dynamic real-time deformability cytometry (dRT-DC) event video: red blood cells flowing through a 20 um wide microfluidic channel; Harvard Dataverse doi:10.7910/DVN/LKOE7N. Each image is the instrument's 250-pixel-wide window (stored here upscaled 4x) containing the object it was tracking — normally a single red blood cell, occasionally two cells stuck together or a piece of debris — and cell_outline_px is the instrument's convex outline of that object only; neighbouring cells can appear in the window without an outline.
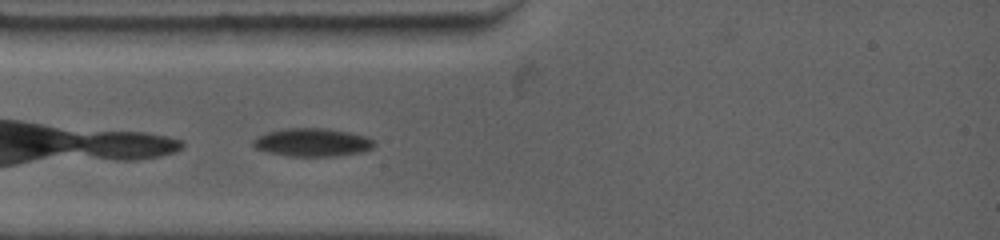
{"species": "common noctule bat (a hibernating species)", "species_latin": "Nyctalus noctula", "temperature_condition": "warm", "stored_images_in_passage": 33, "camera_frame_rate_fps": 4500, "um_per_image_px": 0.085, "animal": {"sex": "female", "body_mass_g": 19.0, "forearm_length_mm": 53.3}, "frame": {"image": 1, "passage_image": 1, "time_ms": 0.0, "image_size_px": [1000, 240], "cell_outline_px": [[376, 144], [372, 148], [364, 152], [336, 156], [288, 156], [268, 152], [256, 148], [252, 144], [252, 140], [256, 136], [268, 132], [284, 128], [328, 128], [352, 132], [368, 136]], "centroid_in_image_um": [26.58, 12.09], "position_along_channel_um": 58.4, "area_um2": 20.17}}
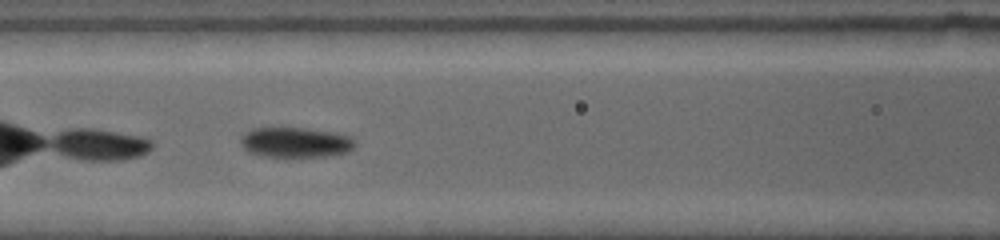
{"frame": {"image": 2, "passage_image": 7, "time_ms": 2.222, "image_size_px": [1000, 240], "cell_outline_px": [[356, 144], [348, 152], [324, 156], [264, 156], [248, 152], [240, 144], [240, 136], [244, 132], [252, 128], [308, 128], [336, 132], [352, 136], [356, 140]], "centroid_in_image_um": [25.13, 12.08], "position_along_channel_um": 141.5, "area_um2": 20.29}}
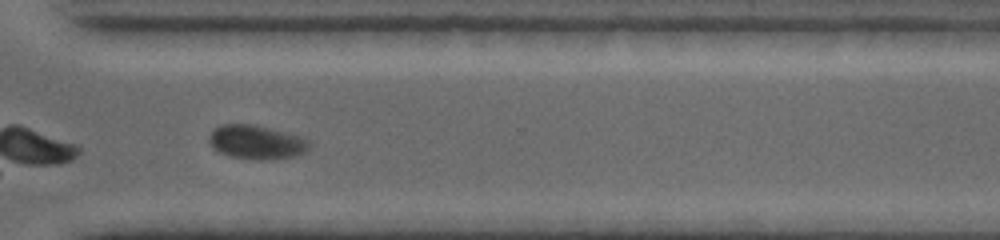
{"frame": {"image": 3, "passage_image": 23, "time_ms": 7.778, "image_size_px": [1000, 240], "cell_outline_px": [[312, 144], [304, 152], [296, 156], [268, 160], [264, 160], [228, 156], [212, 148], [208, 140], [208, 136], [220, 124], [252, 124], [300, 136], [308, 140]], "centroid_in_image_um": [21.78, 12.09], "position_along_channel_um": 348.8, "area_um2": 19.77}}